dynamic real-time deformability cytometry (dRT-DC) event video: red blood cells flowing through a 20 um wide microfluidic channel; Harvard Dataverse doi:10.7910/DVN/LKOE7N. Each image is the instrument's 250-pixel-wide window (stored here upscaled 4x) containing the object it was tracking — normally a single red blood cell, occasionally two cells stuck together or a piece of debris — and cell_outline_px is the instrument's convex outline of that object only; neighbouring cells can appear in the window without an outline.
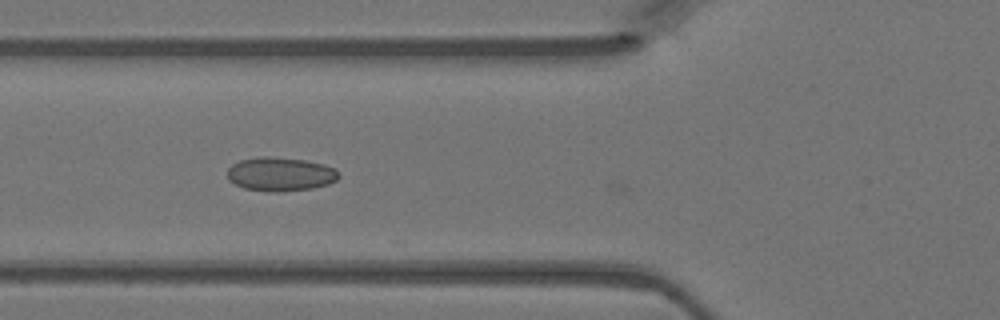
{"species": "Egyptian fruit bat (a non-hibernating species)", "species_latin": "Rousettus aegyptiacus", "temperature_condition": "warm", "stored_images_in_passage": 34, "camera_frame_rate_fps": 3000, "um_per_image_px": 0.085, "animal": {"sex": "female"}, "frame": {"image": 1, "passage_image": 6, "time_ms": 1.667, "image_size_px": [1000, 320], "cell_outline_px": [[340, 176], [336, 180], [328, 184], [312, 188], [280, 192], [272, 192], [244, 188], [228, 180], [228, 168], [232, 164], [240, 160], [260, 156], [268, 156], [304, 160], [324, 164], [336, 168]], "centroid_in_image_um": [23.84, 14.8], "position_along_channel_um": 102.0, "area_um2": 22.02}}
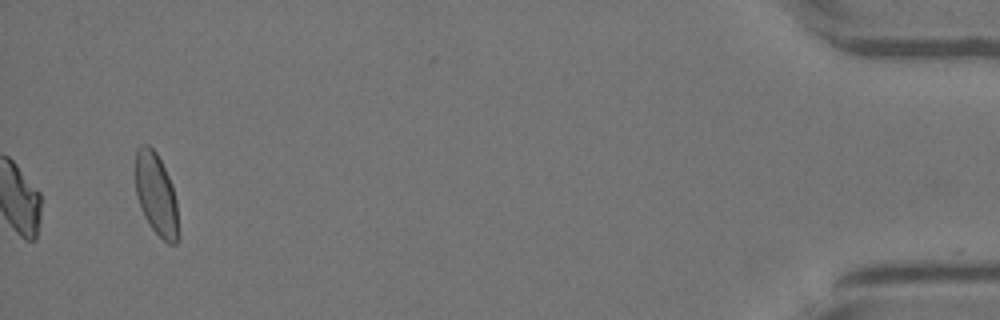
{"frame": {"image": 2, "passage_image": 34, "time_ms": 11.0, "image_size_px": [1000, 320], "cell_outline_px": [[180, 236], [176, 244], [168, 244], [152, 228], [144, 216], [140, 208], [136, 196], [132, 172], [132, 168], [136, 148], [140, 144], [148, 144], [156, 152], [172, 184], [176, 200]], "centroid_in_image_um": [13.23, 16.48], "position_along_channel_um": 422.0, "area_um2": 21.5}}